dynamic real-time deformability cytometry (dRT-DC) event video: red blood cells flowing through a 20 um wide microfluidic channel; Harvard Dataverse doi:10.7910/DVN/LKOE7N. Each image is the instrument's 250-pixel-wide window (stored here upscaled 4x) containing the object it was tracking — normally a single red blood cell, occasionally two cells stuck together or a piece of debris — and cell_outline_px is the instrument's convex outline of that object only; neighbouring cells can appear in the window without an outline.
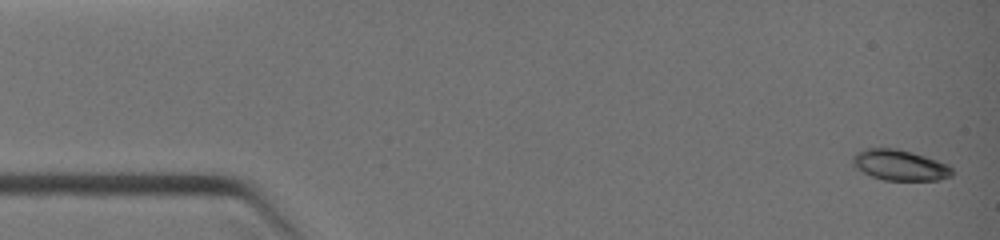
{"species": "common noctule bat (a hibernating species)", "species_latin": "Nyctalus noctula", "temperature_condition": "warm", "stored_images_in_passage": 8, "camera_frame_rate_fps": 3000, "um_per_image_px": 0.085, "animal": {"sex": "female", "body_mass_g": 19.0, "forearm_length_mm": 51.5}, "frame": {"image": 1, "passage_image": 1, "time_ms": 0.0, "image_size_px": [1000, 240], "cell_outline_px": [[952, 176], [940, 180], [884, 180], [872, 176], [856, 168], [852, 164], [852, 156], [856, 152], [868, 148], [896, 148], [912, 152], [948, 164], [952, 168]], "centroid_in_image_um": [76.48, 14.03], "position_along_channel_um": 8.5, "area_um2": 17.74}}
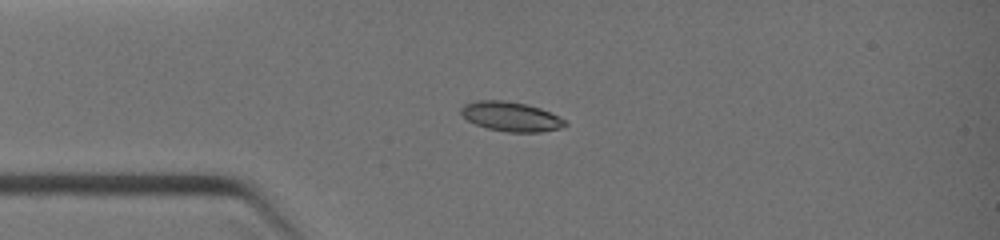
{"frame": {"image": 2, "passage_image": 5, "time_ms": 2.667, "image_size_px": [1000, 240], "cell_outline_px": [[568, 124], [560, 128], [540, 132], [508, 132], [488, 128], [476, 124], [468, 120], [460, 112], [460, 108], [464, 104], [476, 100], [504, 100], [528, 104], [540, 108], [564, 120]], "centroid_in_image_um": [43.4, 9.9], "position_along_channel_um": 41.6, "area_um2": 17.74}}
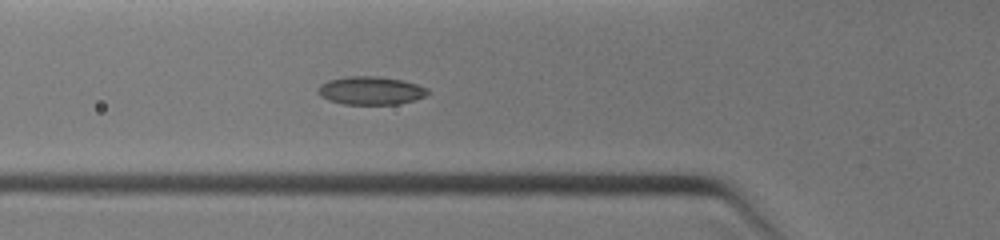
{"frame": {"image": 3, "passage_image": 8, "time_ms": 4.0, "image_size_px": [1000, 240], "cell_outline_px": [[428, 92], [424, 96], [400, 104], [344, 104], [328, 100], [320, 96], [316, 92], [320, 84], [328, 80], [348, 76], [376, 76], [400, 80], [416, 84], [428, 88]], "centroid_in_image_um": [31.46, 7.7], "position_along_channel_um": 94.3, "area_um2": 17.92}}